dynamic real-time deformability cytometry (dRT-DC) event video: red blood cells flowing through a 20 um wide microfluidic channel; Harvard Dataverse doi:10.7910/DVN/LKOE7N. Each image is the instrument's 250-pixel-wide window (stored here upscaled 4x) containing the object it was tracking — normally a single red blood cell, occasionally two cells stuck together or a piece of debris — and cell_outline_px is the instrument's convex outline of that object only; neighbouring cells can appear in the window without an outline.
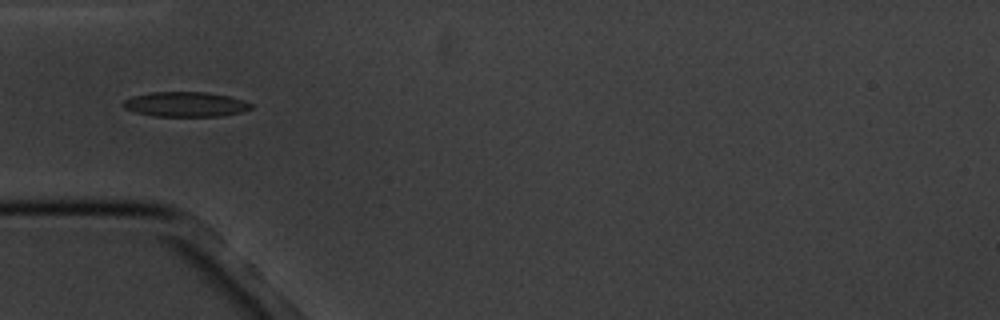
{"species": "common noctule bat (a hibernating species)", "species_latin": "Nyctalus noctula", "temperature_condition": "cold", "stored_images_in_passage": 4, "camera_frame_rate_fps": 3000, "um_per_image_px": 0.085, "animal": {"sex": "male", "body_mass_g": 20.1, "forearm_length_mm": 53.5}, "frame": {"image": 1, "passage_image": 1, "time_ms": 0.0, "image_size_px": [1000, 320], "cell_outline_px": [[252, 108], [240, 112], [220, 116], [152, 116], [136, 112], [124, 108], [120, 104], [124, 100], [132, 96], [152, 92], [208, 92], [228, 96], [244, 100], [252, 104]], "centroid_in_image_um": [15.74, 8.86], "position_along_channel_um": 69.3, "area_um2": 18.55}}
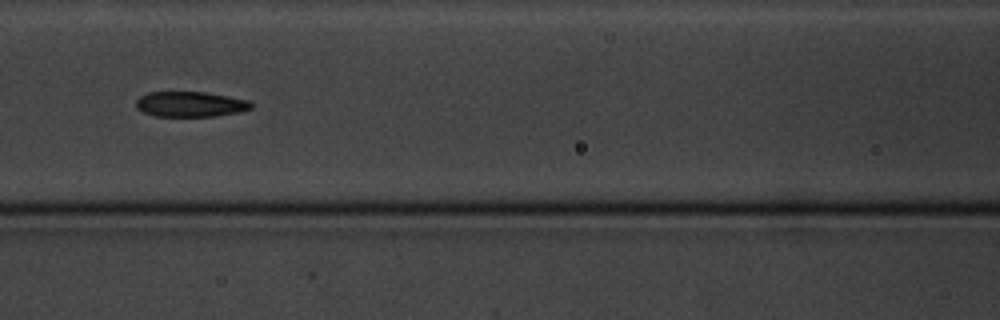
{"frame": {"image": 2, "passage_image": 3, "time_ms": 2.333, "image_size_px": [1000, 320], "cell_outline_px": [[252, 108], [240, 112], [216, 116], [156, 116], [144, 112], [136, 108], [136, 100], [140, 96], [148, 92], [204, 92], [228, 96], [248, 100], [252, 104]], "centroid_in_image_um": [16.18, 8.85], "position_along_channel_um": 150.4, "area_um2": 16.94}}
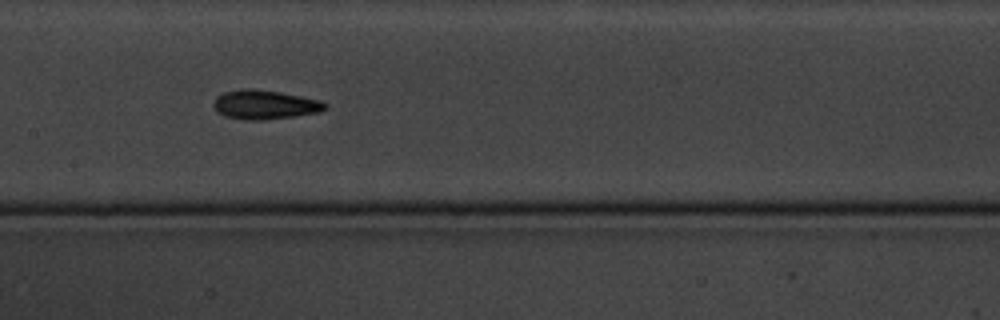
{"frame": {"image": 3, "passage_image": 4, "time_ms": 3.333, "image_size_px": [1000, 320], "cell_outline_px": [[328, 108], [320, 112], [296, 116], [260, 120], [244, 120], [224, 116], [216, 112], [212, 104], [216, 96], [224, 92], [244, 88], [248, 88], [280, 92], [320, 100], [328, 104]], "centroid_in_image_um": [22.49, 8.9], "position_along_channel_um": 184.9, "area_um2": 19.13}}